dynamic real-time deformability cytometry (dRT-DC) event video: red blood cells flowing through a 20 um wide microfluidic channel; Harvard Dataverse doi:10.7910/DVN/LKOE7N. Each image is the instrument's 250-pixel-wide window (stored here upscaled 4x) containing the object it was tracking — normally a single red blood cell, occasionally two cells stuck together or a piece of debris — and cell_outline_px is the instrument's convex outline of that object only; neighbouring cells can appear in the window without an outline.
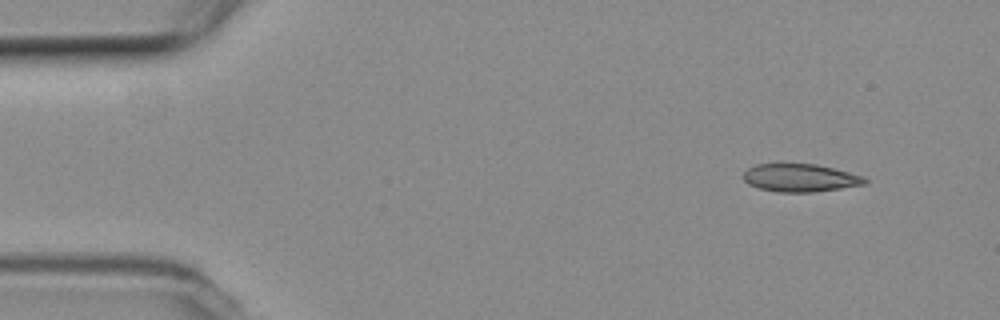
{"species": "common noctule bat (a hibernating species)", "species_latin": "Nyctalus noctula", "temperature_condition": "room temperature", "stored_images_in_passage": 16, "camera_frame_rate_fps": 3000, "um_per_image_px": 0.085, "animal": {"sex": "female", "body_mass_g": 19.3, "forearm_length_mm": 54.1}, "frame": {"image": 1, "passage_image": 1, "time_ms": 0.0, "image_size_px": [1000, 320], "cell_outline_px": [[868, 180], [864, 184], [840, 188], [812, 192], [780, 192], [760, 188], [748, 184], [744, 180], [744, 172], [748, 168], [756, 164], [780, 160], [816, 164], [864, 176]], "centroid_in_image_um": [67.95, 15.06], "position_along_channel_um": 17.1, "area_um2": 20.35}}
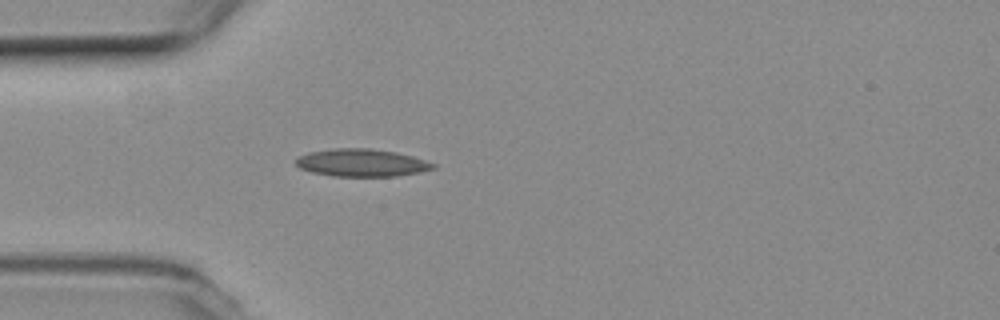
{"frame": {"image": 2, "passage_image": 11, "time_ms": 3.333, "image_size_px": [1000, 320], "cell_outline_px": [[436, 168], [420, 172], [396, 176], [336, 176], [312, 172], [300, 168], [296, 164], [296, 160], [300, 156], [308, 152], [332, 148], [372, 148], [396, 152], [412, 156], [436, 164]], "centroid_in_image_um": [30.76, 13.83], "position_along_channel_um": 54.2, "area_um2": 22.02}}
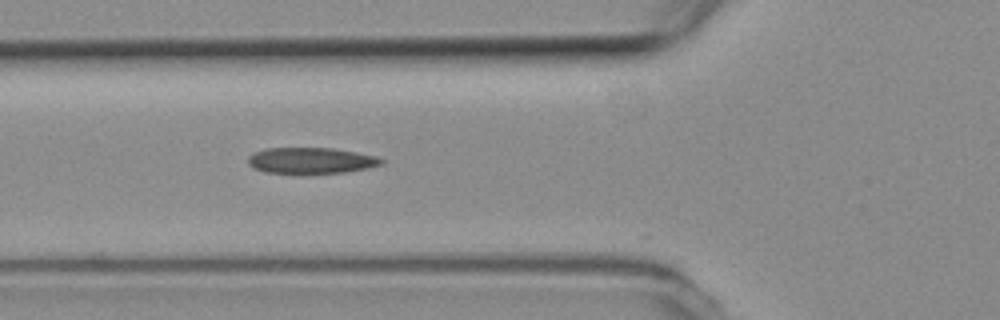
{"frame": {"image": 3, "passage_image": 15, "time_ms": 4.667, "image_size_px": [1000, 320], "cell_outline_px": [[384, 164], [368, 168], [344, 172], [264, 172], [252, 168], [248, 164], [248, 156], [264, 148], [332, 148], [356, 152], [376, 156], [384, 160]], "centroid_in_image_um": [26.44, 13.63], "position_along_channel_um": 99.4, "area_um2": 19.94}}